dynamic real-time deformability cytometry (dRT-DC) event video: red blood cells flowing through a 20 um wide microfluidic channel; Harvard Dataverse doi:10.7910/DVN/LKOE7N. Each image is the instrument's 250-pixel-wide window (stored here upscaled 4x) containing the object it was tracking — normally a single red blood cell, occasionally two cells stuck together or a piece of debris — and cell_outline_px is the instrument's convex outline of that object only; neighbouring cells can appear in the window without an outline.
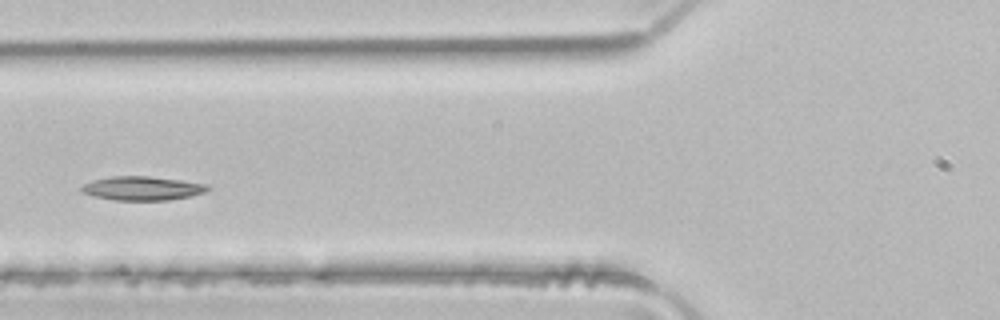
{"species": "common noctule bat (a hibernating species)", "species_latin": "Nyctalus noctula", "temperature_condition": "room temperature", "stored_images_in_passage": 3, "camera_frame_rate_fps": 3000, "um_per_image_px": 0.085, "animal": {"sex": "male", "body_mass_g": 21.5, "forearm_length_mm": 52.0}, "frame": {"image": 1, "passage_image": 3, "time_ms": 0.667, "image_size_px": [1000, 320], "cell_outline_px": [[212, 188], [204, 192], [192, 196], [168, 200], [112, 200], [96, 196], [84, 192], [80, 188], [84, 184], [92, 180], [108, 176], [148, 176], [180, 180], [208, 184]], "centroid_in_image_um": [12.13, 16.0], "position_along_channel_um": 113.7, "area_um2": 17.57}}